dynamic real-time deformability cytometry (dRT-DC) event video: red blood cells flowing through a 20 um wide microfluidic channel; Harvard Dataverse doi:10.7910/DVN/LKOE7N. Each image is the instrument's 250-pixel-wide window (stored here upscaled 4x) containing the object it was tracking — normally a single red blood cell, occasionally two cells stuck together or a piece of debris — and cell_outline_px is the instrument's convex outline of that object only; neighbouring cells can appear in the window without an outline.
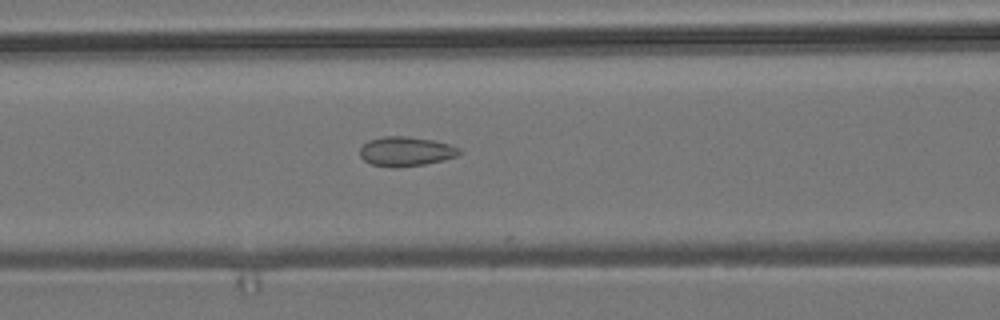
{"species": "common noctule bat (a hibernating species)", "species_latin": "Nyctalus noctula", "temperature_condition": "room temperature", "stored_images_in_passage": 39, "camera_frame_rate_fps": 3000, "um_per_image_px": 0.085, "animal": {"sex": "male", "body_mass_g": 19.2, "forearm_length_mm": 51.8}, "frame": {"image": 1, "passage_image": 7, "time_ms": 2.0, "image_size_px": [1000, 320], "cell_outline_px": [[464, 152], [456, 156], [444, 160], [424, 164], [396, 168], [392, 168], [372, 164], [364, 160], [360, 156], [360, 148], [368, 140], [384, 136], [408, 136], [432, 140], [448, 144], [460, 148]], "centroid_in_image_um": [34.51, 12.87], "position_along_channel_um": 132.1, "area_um2": 17.17}}
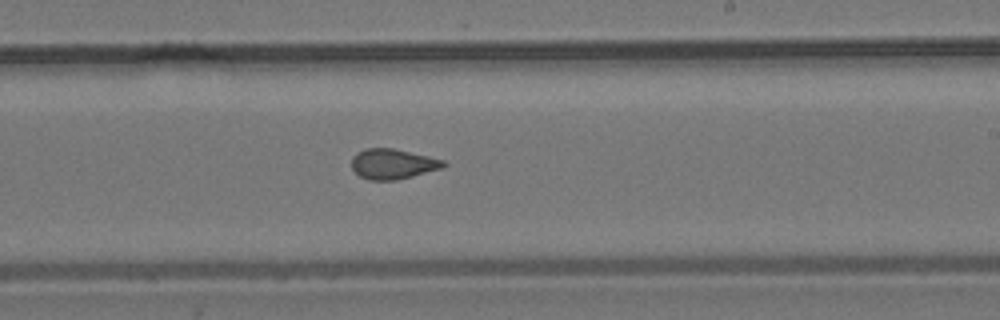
{"frame": {"image": 2, "passage_image": 17, "time_ms": 5.333, "image_size_px": [1000, 320], "cell_outline_px": [[448, 164], [444, 168], [396, 180], [368, 180], [360, 176], [352, 168], [352, 156], [356, 152], [364, 148], [392, 148], [428, 156], [444, 160]], "centroid_in_image_um": [33.39, 13.93], "position_along_channel_um": 255.6, "area_um2": 16.24}}
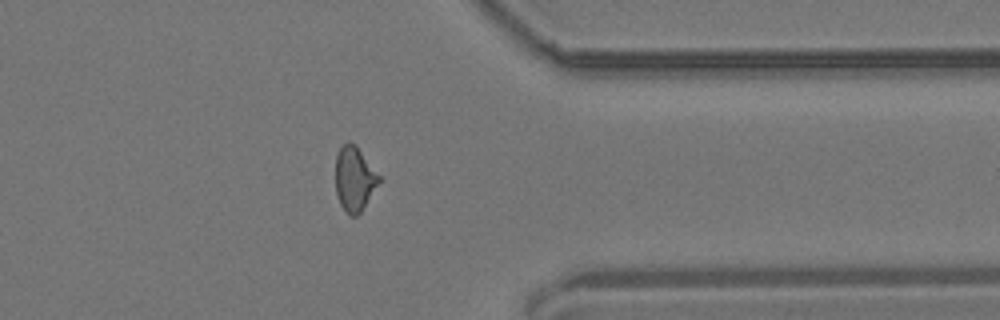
{"frame": {"image": 3, "passage_image": 28, "time_ms": 9.0, "image_size_px": [1000, 320], "cell_outline_px": [[380, 180], [360, 212], [356, 216], [348, 216], [340, 204], [336, 192], [336, 156], [340, 148], [348, 140], [356, 144], [380, 176]], "centroid_in_image_um": [30.11, 15.18], "position_along_channel_um": 381.3, "area_um2": 16.18}, "authors_computed_cell_mechanics": {"area_um2": 16.4152, "velocity_mm_per_s": 3.7207, "shape_relaxation_time_tau1_ms": null, "shape_relaxation_time_tau2_ms": 1.2668, "deformation_change_tau1": null, "deformation_change_tau2": 0.0724}}